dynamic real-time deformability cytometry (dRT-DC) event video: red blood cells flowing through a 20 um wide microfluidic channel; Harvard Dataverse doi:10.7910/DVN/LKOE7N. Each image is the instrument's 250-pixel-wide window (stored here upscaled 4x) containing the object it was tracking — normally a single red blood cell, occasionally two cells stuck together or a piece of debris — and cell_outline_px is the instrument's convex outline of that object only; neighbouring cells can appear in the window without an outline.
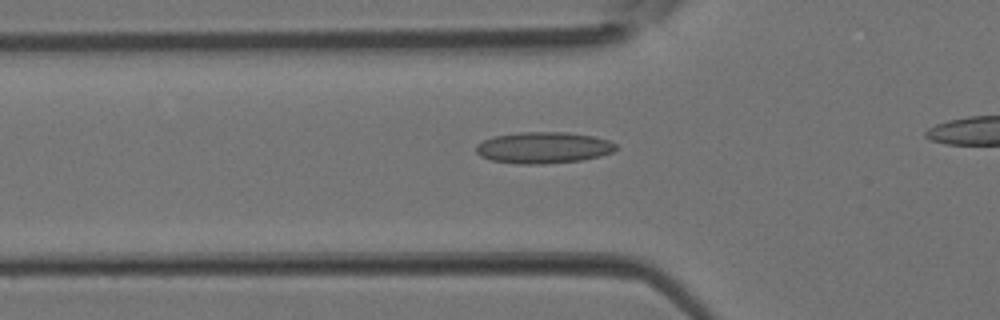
{"species": "Egyptian fruit bat (a non-hibernating species)", "species_latin": "Rousettus aegyptiacus", "temperature_condition": "room temperature", "stored_images_in_passage": 20, "camera_frame_rate_fps": 3000, "um_per_image_px": 0.085, "animal": {"sex": "female"}, "frame": {"image": 1, "passage_image": 7, "time_ms": 2.0, "image_size_px": [1000, 320], "cell_outline_px": [[616, 148], [612, 152], [600, 156], [580, 160], [544, 164], [520, 164], [492, 160], [480, 156], [476, 152], [476, 144], [492, 136], [520, 132], [568, 132], [592, 136], [608, 140], [616, 144]], "centroid_in_image_um": [46.16, 12.54], "position_along_channel_um": 79.6, "area_um2": 25.55}}
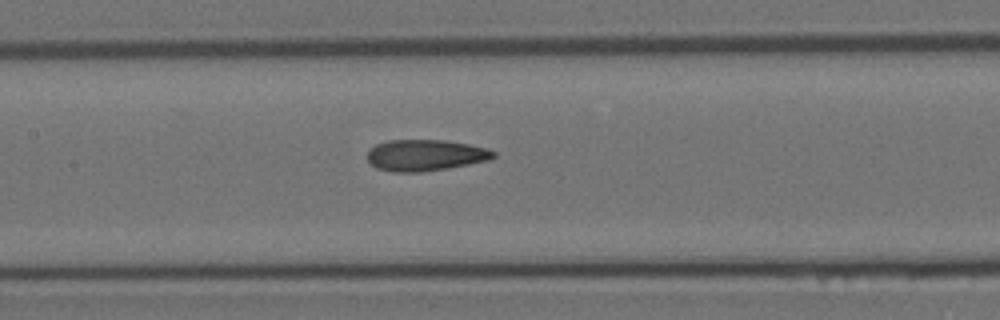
{"frame": {"image": 2, "passage_image": 12, "time_ms": 3.667, "image_size_px": [1000, 320], "cell_outline_px": [[496, 156], [488, 160], [448, 168], [420, 172], [392, 172], [376, 168], [368, 160], [368, 152], [376, 144], [388, 140], [444, 140], [468, 144], [488, 148], [496, 152]], "centroid_in_image_um": [36.16, 13.19], "position_along_channel_um": 171.2, "area_um2": 22.95}}
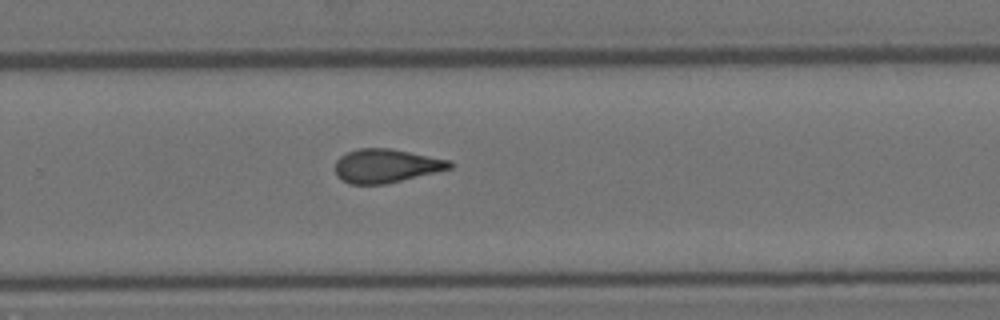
{"frame": {"image": 3, "passage_image": 19, "time_ms": 6.0, "image_size_px": [1000, 320], "cell_outline_px": [[452, 168], [436, 172], [384, 184], [352, 184], [336, 176], [336, 160], [340, 156], [356, 148], [392, 148], [452, 160]], "centroid_in_image_um": [32.84, 14.08], "position_along_channel_um": 297.0, "area_um2": 22.48}}